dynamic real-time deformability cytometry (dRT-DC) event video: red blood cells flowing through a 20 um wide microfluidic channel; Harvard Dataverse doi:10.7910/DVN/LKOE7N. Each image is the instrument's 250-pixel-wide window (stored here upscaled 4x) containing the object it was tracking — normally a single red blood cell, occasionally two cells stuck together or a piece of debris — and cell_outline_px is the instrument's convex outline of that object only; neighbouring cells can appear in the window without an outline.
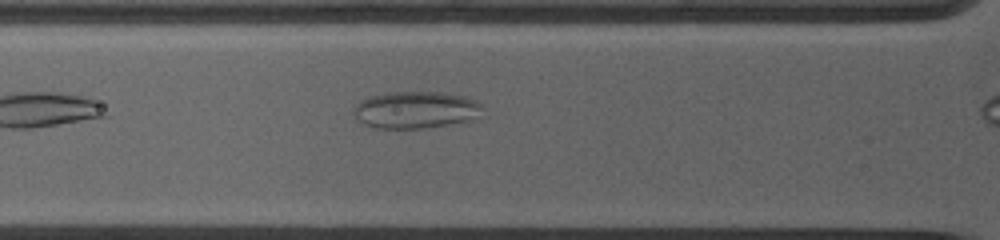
{"species": "common noctule bat (a hibernating species)", "species_latin": "Nyctalus noctula", "temperature_condition": "warm", "stored_images_in_passage": 12, "camera_frame_rate_fps": 5000, "um_per_image_px": 0.085, "animal": {"sex": "female", "body_mass_g": 19.0, "forearm_length_mm": 53.3}, "frame": {"image": 1, "passage_image": 3, "time_ms": 0.8, "image_size_px": [1000, 240], "cell_outline_px": [[484, 108], [480, 120], [420, 128], [376, 128], [364, 124], [356, 120], [352, 116], [352, 112], [356, 104], [360, 100], [372, 96], [392, 92], [440, 92], [464, 96], [476, 100], [484, 104]], "centroid_in_image_um": [35.4, 9.35], "position_along_channel_um": 90.4, "area_um2": 28.38}}